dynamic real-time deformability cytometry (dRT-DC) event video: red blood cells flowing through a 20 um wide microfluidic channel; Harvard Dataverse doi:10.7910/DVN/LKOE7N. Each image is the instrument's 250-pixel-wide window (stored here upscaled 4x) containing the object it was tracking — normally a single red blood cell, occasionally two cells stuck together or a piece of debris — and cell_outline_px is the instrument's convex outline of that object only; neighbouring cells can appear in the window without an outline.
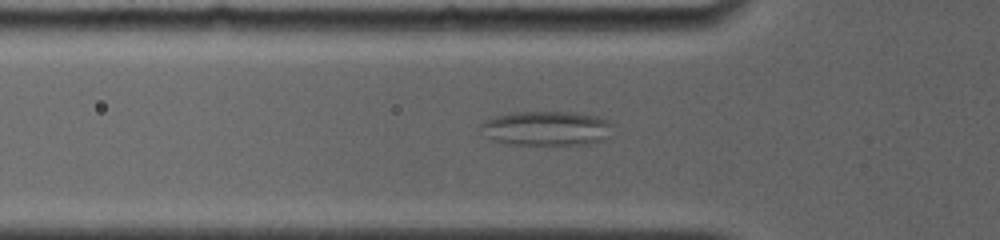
{"species": "common noctule bat (a hibernating species)", "species_latin": "Nyctalus noctula", "temperature_condition": "room temperature", "stored_images_in_passage": 24, "camera_frame_rate_fps": 4000, "um_per_image_px": 0.085, "animal": {"sex": "female", "body_mass_g": 19.0, "forearm_length_mm": 56.7}, "frame": {"image": 1, "passage_image": 2, "time_ms": 0.75, "image_size_px": [1000, 240], "cell_outline_px": [[612, 124], [608, 136], [604, 140], [588, 144], [508, 144], [492, 140], [480, 128], [480, 124], [484, 120], [496, 116], [512, 112], [572, 112], [596, 116]], "centroid_in_image_um": [46.42, 10.9], "position_along_channel_um": 79.4, "area_um2": 26.3}}
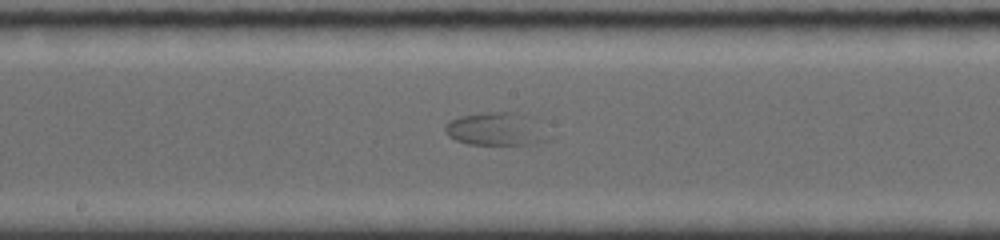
{"frame": {"image": 2, "passage_image": 9, "time_ms": 4.25, "image_size_px": [1000, 240], "cell_outline_px": [[552, 140], [532, 144], [468, 144], [456, 140], [448, 136], [444, 132], [444, 128], [448, 120], [460, 116], [480, 112], [520, 112], [528, 116]], "centroid_in_image_um": [42.1, 10.96], "position_along_channel_um": 206.1, "area_um2": 19.83}}
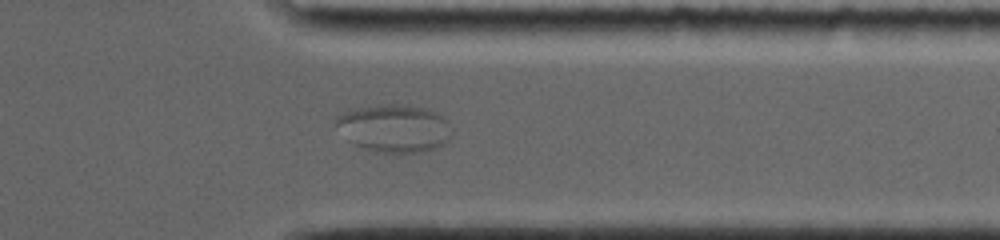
{"frame": {"image": 3, "passage_image": 18, "time_ms": 9.0, "image_size_px": [1000, 240], "cell_outline_px": [[452, 136], [444, 144], [436, 148], [420, 152], [376, 152], [352, 144], [332, 124], [336, 116], [348, 108], [388, 104], [408, 104], [424, 108], [436, 112], [444, 116], [452, 124]], "centroid_in_image_um": [33.49, 10.88], "position_along_channel_um": 377.9, "area_um2": 33.06}}